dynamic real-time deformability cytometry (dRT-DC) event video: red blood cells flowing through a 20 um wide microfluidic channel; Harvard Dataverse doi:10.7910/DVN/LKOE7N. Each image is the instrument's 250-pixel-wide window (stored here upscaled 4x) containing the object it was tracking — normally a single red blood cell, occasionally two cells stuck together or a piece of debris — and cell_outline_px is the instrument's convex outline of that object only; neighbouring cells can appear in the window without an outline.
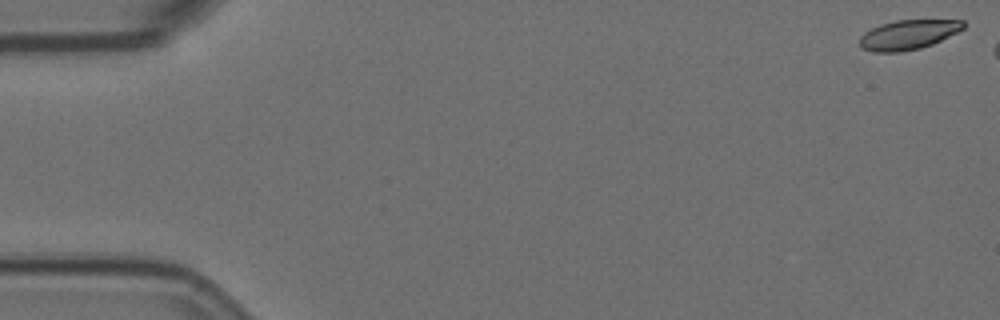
{"species": "Egyptian fruit bat (a non-hibernating species)", "species_latin": "Rousettus aegyptiacus", "temperature_condition": "room temperature", "stored_images_in_passage": 50, "camera_frame_rate_fps": 3000, "um_per_image_px": 0.085, "animal": {"sex": "female"}, "frame": {"image": 1, "passage_image": 1, "time_ms": 0.0, "image_size_px": [1000, 320], "cell_outline_px": [[968, 24], [964, 28], [932, 44], [920, 48], [900, 52], [872, 52], [860, 48], [860, 36], [864, 32], [880, 24], [896, 20], [964, 20]], "centroid_in_image_um": [77.18, 2.95], "position_along_channel_um": 7.8, "area_um2": 17.92}}
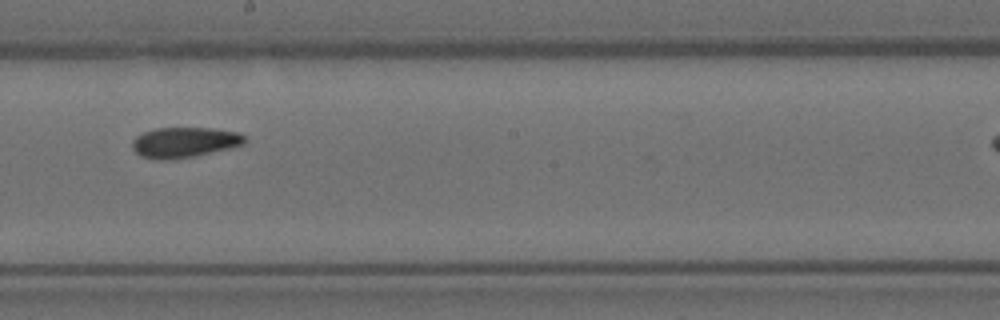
{"frame": {"image": 2, "passage_image": 32, "time_ms": 10.333, "image_size_px": [1000, 320], "cell_outline_px": [[248, 140], [244, 144], [232, 148], [192, 156], [164, 160], [140, 156], [132, 148], [132, 140], [136, 136], [144, 132], [156, 128], [212, 128], [240, 132]], "centroid_in_image_um": [15.7, 12.08], "position_along_channel_um": 232.5, "area_um2": 19.88}}
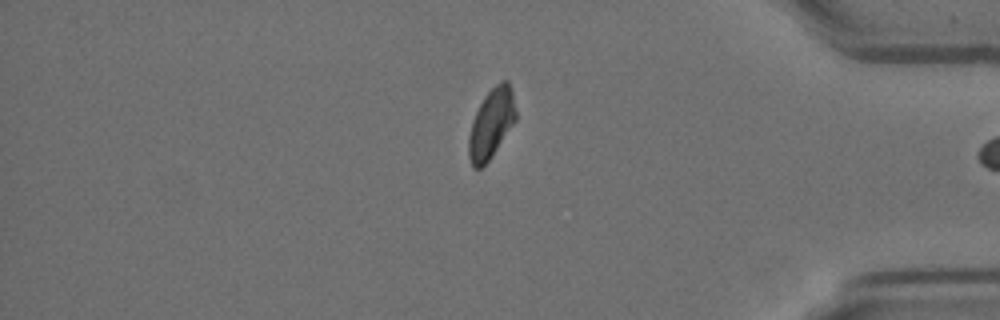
{"frame": {"image": 3, "passage_image": 48, "time_ms": 15.667, "image_size_px": [1000, 320], "cell_outline_px": [[516, 120], [488, 160], [480, 168], [472, 168], [468, 156], [468, 136], [472, 120], [484, 96], [500, 80], [508, 80], [512, 92], [516, 112]], "centroid_in_image_um": [41.74, 10.49], "position_along_channel_um": 393.5, "area_um2": 18.9}, "authors_computed_cell_mechanics": {"area_um2": 19.8832, "velocity_mm_per_s": 3.5513, "shape_relaxation_time_tau1_ms": null, "shape_relaxation_time_tau2_ms": 3.7309, "deformation_change_tau1": null, "deformation_change_tau2": 0.0875}}